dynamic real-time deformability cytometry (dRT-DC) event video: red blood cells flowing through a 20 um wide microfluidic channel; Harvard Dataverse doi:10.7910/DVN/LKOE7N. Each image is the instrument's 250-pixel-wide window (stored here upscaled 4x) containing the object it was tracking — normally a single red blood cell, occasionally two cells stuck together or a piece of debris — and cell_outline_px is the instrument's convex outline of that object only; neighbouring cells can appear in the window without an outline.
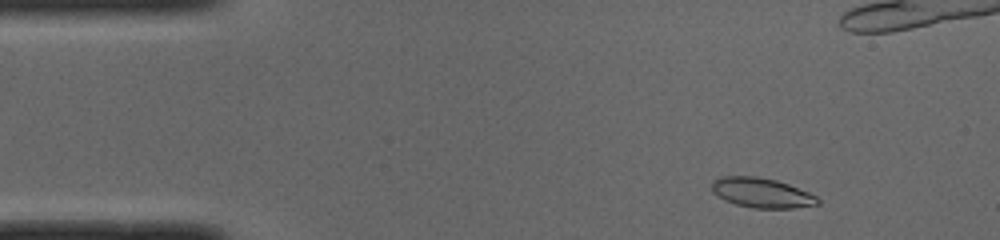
{"species": "common noctule bat (a hibernating species)", "species_latin": "Nyctalus noctula", "temperature_condition": "cold", "stored_images_in_passage": 48, "camera_frame_rate_fps": 3000, "um_per_image_px": 0.085, "animal": {"sex": "male", "body_mass_g": 19.0, "forearm_length_mm": 50.8}, "frame": {"image": 1, "passage_image": 3, "time_ms": 0.667, "image_size_px": [1000, 240], "cell_outline_px": [[820, 204], [792, 208], [752, 208], [736, 204], [724, 200], [712, 192], [712, 180], [720, 176], [756, 176], [776, 180], [788, 184], [808, 192], [816, 196], [820, 200]], "centroid_in_image_um": [64.72, 16.38], "position_along_channel_um": 20.3, "area_um2": 18.44}}
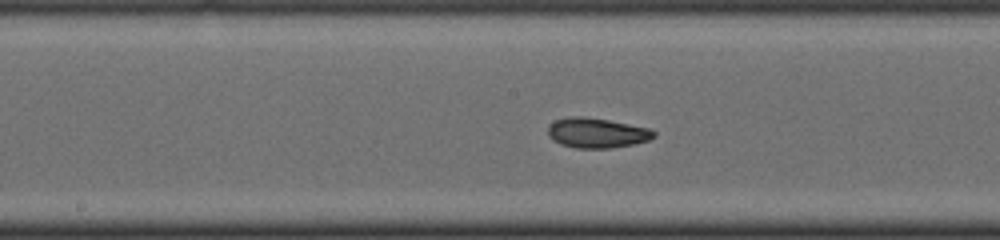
{"frame": {"image": 2, "passage_image": 22, "time_ms": 7.0, "image_size_px": [1000, 240], "cell_outline_px": [[656, 136], [648, 140], [636, 144], [612, 148], [576, 148], [560, 144], [552, 140], [548, 132], [548, 124], [556, 120], [572, 116], [580, 116], [608, 120], [652, 128], [656, 132]], "centroid_in_image_um": [50.76, 11.3], "position_along_channel_um": 197.4, "area_um2": 18.67}}
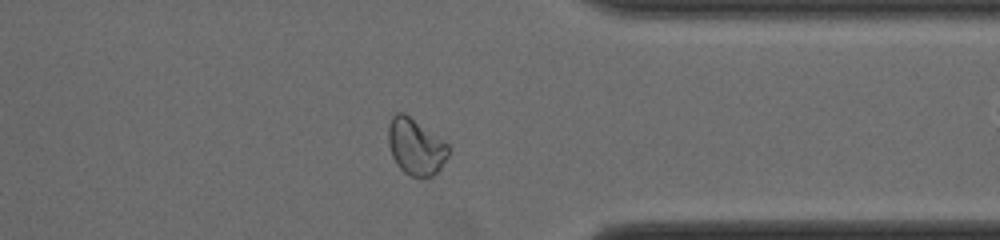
{"frame": {"image": 3, "passage_image": 36, "time_ms": 11.667, "image_size_px": [1000, 240], "cell_outline_px": [[448, 156], [440, 168], [432, 176], [412, 176], [404, 172], [396, 164], [392, 156], [388, 144], [388, 128], [392, 116], [396, 112], [404, 112], [448, 144]], "centroid_in_image_um": [35.3, 12.46], "position_along_channel_um": 376.1, "area_um2": 19.48}, "authors_computed_cell_mechanics": {"area_um2": 18.5827, "velocity_mm_per_s": 3.9734, "shape_relaxation_time_tau1_ms": 5.8559, "shape_relaxation_time_tau2_ms": 2.0194, "deformation_change_tau1": 0.1424, "deformation_change_tau2": 0.0616}}